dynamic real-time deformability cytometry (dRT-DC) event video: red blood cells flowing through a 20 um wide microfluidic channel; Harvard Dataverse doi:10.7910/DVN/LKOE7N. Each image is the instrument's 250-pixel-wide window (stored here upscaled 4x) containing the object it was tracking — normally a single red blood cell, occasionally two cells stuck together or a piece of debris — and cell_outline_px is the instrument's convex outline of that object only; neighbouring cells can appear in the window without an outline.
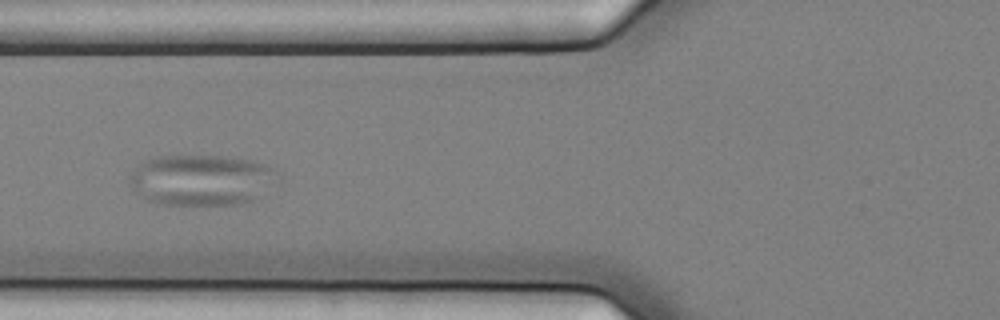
{"species": "common noctule bat (a hibernating species)", "species_latin": "Nyctalus noctula", "temperature_condition": "cold", "stored_images_in_passage": 49, "camera_frame_rate_fps": 3000, "um_per_image_px": 0.085, "animal": {"sex": "female", "body_mass_g": 25.1}, "frame": {"image": 1, "passage_image": 15, "time_ms": 4.667, "image_size_px": [1000, 320], "cell_outline_px": [[284, 176], [280, 184], [252, 200], [244, 204], [156, 204], [148, 200], [128, 184], [128, 176], [136, 164], [144, 160], [156, 156], [220, 156], [252, 160], [276, 168]], "centroid_in_image_um": [17.21, 15.29], "position_along_channel_um": 108.6, "area_um2": 44.91}}
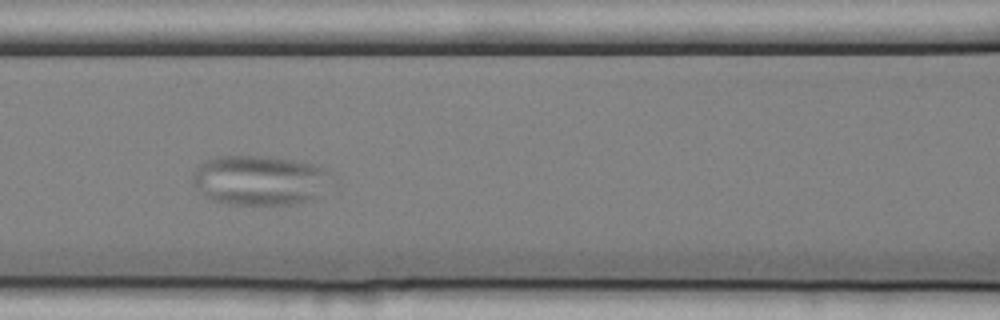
{"frame": {"image": 2, "passage_image": 18, "time_ms": 5.667, "image_size_px": [1000, 320], "cell_outline_px": [[336, 180], [316, 200], [292, 204], [228, 204], [212, 200], [204, 196], [192, 180], [192, 172], [200, 164], [208, 160], [220, 156], [268, 156], [292, 160], [312, 164], [324, 168], [332, 172]], "centroid_in_image_um": [22.18, 15.33], "position_along_channel_um": 144.4, "area_um2": 40.92}}
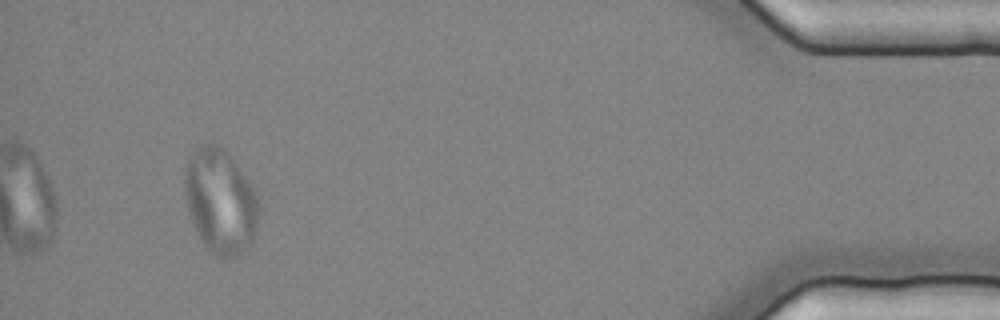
{"frame": {"image": 3, "passage_image": 46, "time_ms": 15.0, "image_size_px": [1000, 320], "cell_outline_px": [[260, 208], [256, 228], [252, 240], [248, 248], [232, 256], [216, 256], [200, 240], [192, 220], [188, 208], [184, 192], [184, 176], [188, 160], [196, 148], [204, 144], [216, 144], [224, 148], [228, 152], [256, 188], [260, 196]], "centroid_in_image_um": [18.77, 17.06], "position_along_channel_um": 416.4, "area_um2": 45.37}}